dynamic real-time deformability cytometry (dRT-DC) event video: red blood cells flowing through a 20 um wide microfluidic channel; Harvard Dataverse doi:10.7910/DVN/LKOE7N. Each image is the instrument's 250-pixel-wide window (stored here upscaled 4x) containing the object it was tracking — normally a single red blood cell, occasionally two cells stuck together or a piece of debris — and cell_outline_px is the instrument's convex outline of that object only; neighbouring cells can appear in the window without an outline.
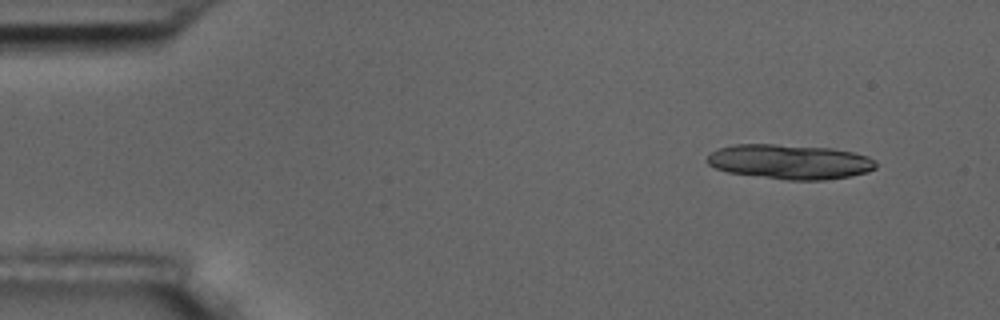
{"species": "common noctule bat (a hibernating species)", "species_latin": "Nyctalus noctula", "temperature_condition": "room temperature", "stored_images_in_passage": 4, "camera_frame_rate_fps": 3000, "um_per_image_px": 0.085, "animal": {"sex": "male", "body_mass_g": 17.5, "forearm_length_mm": 52.3}, "frame": {"image": 1, "passage_image": 1, "time_ms": 0.0, "image_size_px": [1000, 320], "cell_outline_px": [[876, 168], [868, 172], [852, 176], [824, 180], [788, 180], [728, 172], [716, 168], [708, 164], [708, 156], [712, 152], [720, 148], [736, 144], [772, 144], [832, 148], [852, 152], [868, 156], [876, 160]], "centroid_in_image_um": [67.19, 13.75], "position_along_channel_um": 17.8, "area_um2": 34.04}}